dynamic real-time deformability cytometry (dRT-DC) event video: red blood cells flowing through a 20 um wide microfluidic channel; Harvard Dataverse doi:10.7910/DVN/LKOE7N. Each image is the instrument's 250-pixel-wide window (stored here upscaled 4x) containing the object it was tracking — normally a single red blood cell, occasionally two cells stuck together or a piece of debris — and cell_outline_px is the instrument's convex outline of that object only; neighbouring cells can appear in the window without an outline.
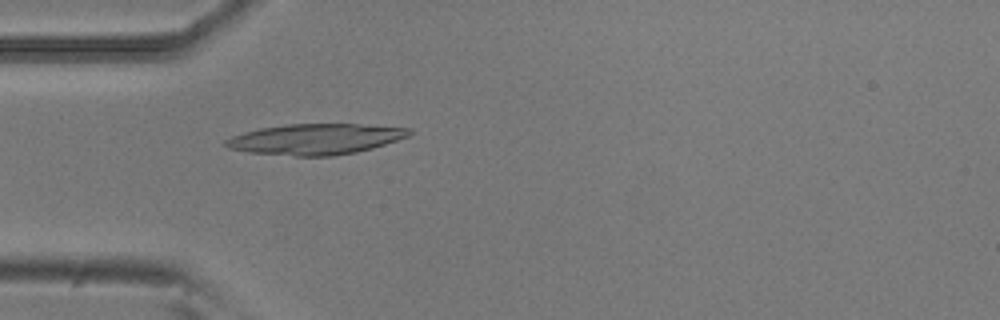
{"species": "common noctule bat (a hibernating species)", "species_latin": "Nyctalus noctula", "temperature_condition": "room temperature", "stored_images_in_passage": 48, "camera_frame_rate_fps": 3000, "um_per_image_px": 0.085, "animal": {"sex": "male", "body_mass_g": 20.5, "forearm_length_mm": 52.5}, "frame": {"image": 1, "passage_image": 11, "time_ms": 3.333, "image_size_px": [1000, 320], "cell_outline_px": [[412, 132], [408, 136], [372, 148], [356, 152], [332, 156], [296, 156], [248, 152], [228, 148], [224, 144], [224, 140], [232, 136], [244, 132], [260, 128], [284, 124], [356, 124], [412, 128]], "centroid_in_image_um": [26.79, 11.82], "position_along_channel_um": 58.2, "area_um2": 32.77}}
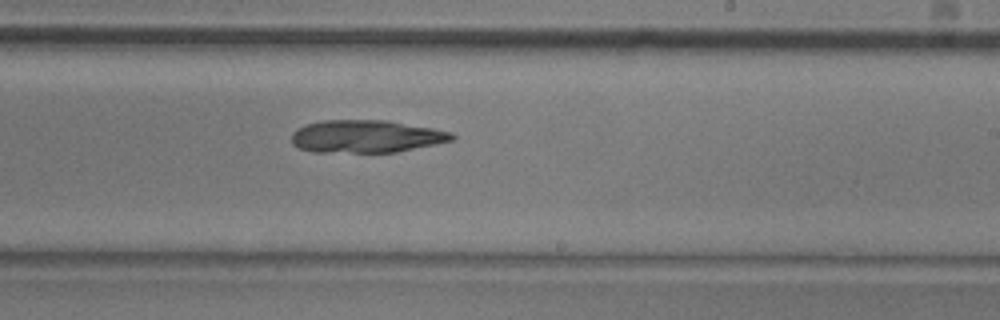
{"frame": {"image": 2, "passage_image": 27, "time_ms": 8.667, "image_size_px": [1000, 320], "cell_outline_px": [[456, 136], [452, 140], [396, 152], [312, 152], [300, 148], [292, 144], [292, 132], [296, 128], [320, 120], [388, 120], [432, 128], [452, 132]], "centroid_in_image_um": [31.09, 11.59], "position_along_channel_um": 257.9, "area_um2": 30.46}}
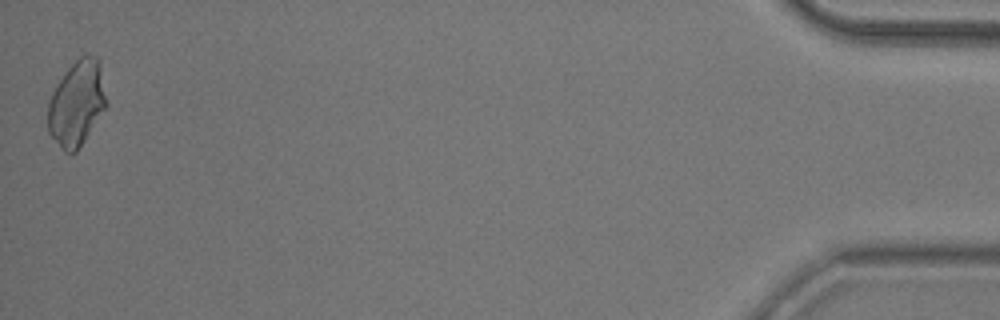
{"frame": {"image": 3, "passage_image": 48, "time_ms": 15.667, "image_size_px": [1000, 320], "cell_outline_px": [[108, 104], [76, 152], [64, 152], [48, 132], [48, 104], [52, 92], [56, 84], [68, 68], [84, 52], [88, 52], [100, 56]], "centroid_in_image_um": [6.56, 8.7], "position_along_channel_um": 428.6, "area_um2": 29.48}}